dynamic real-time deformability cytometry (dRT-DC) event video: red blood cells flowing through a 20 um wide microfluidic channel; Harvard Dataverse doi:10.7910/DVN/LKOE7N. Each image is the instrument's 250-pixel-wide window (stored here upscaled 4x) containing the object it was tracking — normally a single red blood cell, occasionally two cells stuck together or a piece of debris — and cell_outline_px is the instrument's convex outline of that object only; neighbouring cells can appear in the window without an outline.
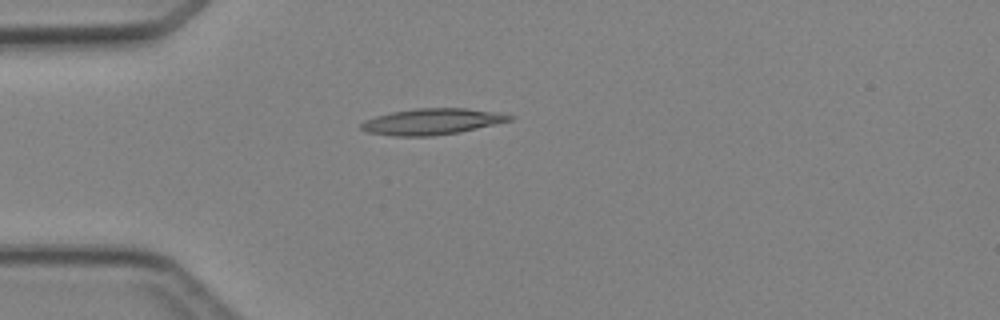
{"species": "Egyptian fruit bat (a non-hibernating species)", "species_latin": "Rousettus aegyptiacus", "temperature_condition": "cold", "stored_images_in_passage": 2, "camera_frame_rate_fps": 3000, "um_per_image_px": 0.085, "animal": {"sex": "female"}, "frame": {"image": 1, "passage_image": 2, "time_ms": 1.333, "image_size_px": [1000, 320], "cell_outline_px": [[516, 116], [512, 120], [460, 132], [432, 136], [392, 136], [364, 132], [360, 128], [360, 124], [364, 120], [376, 116], [392, 112], [416, 108], [464, 108], [492, 112]], "centroid_in_image_um": [36.66, 10.34], "position_along_channel_um": 48.3, "area_um2": 22.54}}